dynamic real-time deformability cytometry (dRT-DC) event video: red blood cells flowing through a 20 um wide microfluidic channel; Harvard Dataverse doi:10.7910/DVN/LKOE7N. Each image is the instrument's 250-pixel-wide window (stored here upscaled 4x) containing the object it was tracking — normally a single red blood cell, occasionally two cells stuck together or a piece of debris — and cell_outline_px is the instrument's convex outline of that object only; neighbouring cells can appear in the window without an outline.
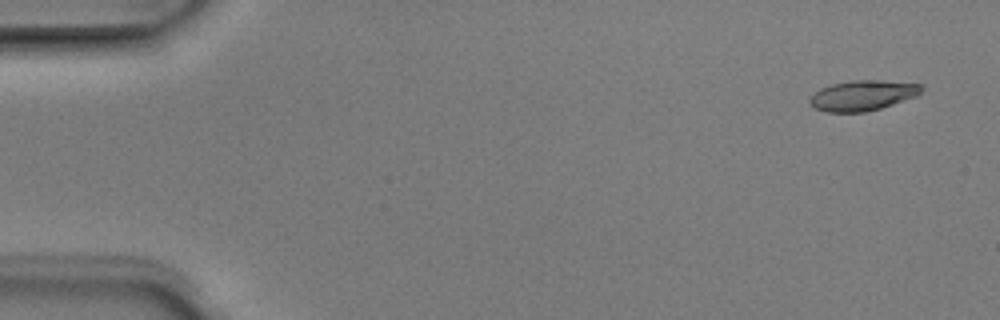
{"species": "Egyptian fruit bat (a non-hibernating species)", "species_latin": "Rousettus aegyptiacus", "temperature_condition": "room temperature", "stored_images_in_passage": 5, "camera_frame_rate_fps": 3000, "um_per_image_px": 0.085, "animal": {"sex": "male"}, "frame": {"image": 1, "passage_image": 1, "time_ms": 0.0, "image_size_px": [1000, 320], "cell_outline_px": [[924, 88], [916, 96], [880, 108], [864, 112], [828, 112], [816, 108], [808, 100], [820, 88], [832, 84], [852, 80], [880, 80], [920, 84]], "centroid_in_image_um": [73.33, 8.1], "position_along_channel_um": 11.7, "area_um2": 19.42}}
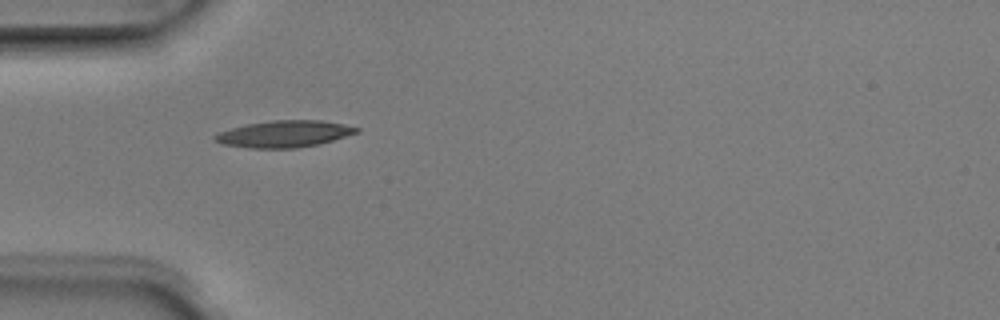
{"frame": {"image": 2, "passage_image": 4, "time_ms": 1.0, "image_size_px": [1000, 320], "cell_outline_px": [[360, 132], [332, 140], [316, 144], [296, 148], [248, 148], [220, 144], [212, 140], [212, 136], [220, 132], [232, 128], [248, 124], [272, 120], [320, 120], [344, 124], [360, 128]], "centroid_in_image_um": [24.13, 11.38], "position_along_channel_um": 60.9, "area_um2": 22.02}}
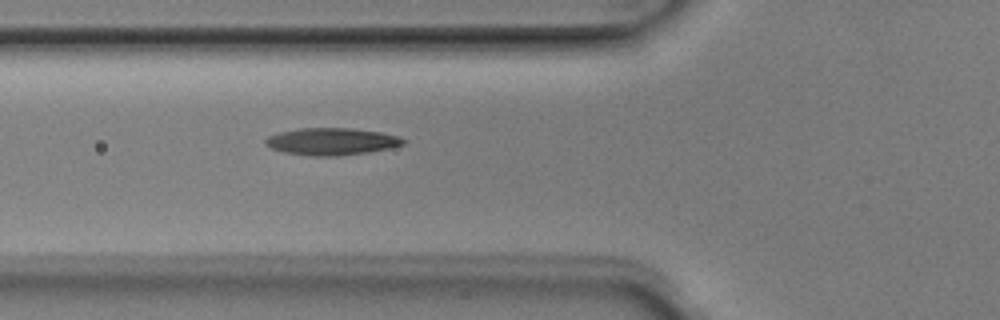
{"frame": {"image": 3, "passage_image": 5, "time_ms": 1.333, "image_size_px": [1000, 320], "cell_outline_px": [[408, 140], [404, 144], [388, 148], [368, 152], [340, 156], [312, 156], [284, 152], [272, 148], [264, 144], [264, 140], [268, 136], [280, 132], [300, 128], [352, 128], [380, 132], [400, 136]], "centroid_in_image_um": [28.2, 12.02], "position_along_channel_um": 97.6, "area_um2": 21.85}}